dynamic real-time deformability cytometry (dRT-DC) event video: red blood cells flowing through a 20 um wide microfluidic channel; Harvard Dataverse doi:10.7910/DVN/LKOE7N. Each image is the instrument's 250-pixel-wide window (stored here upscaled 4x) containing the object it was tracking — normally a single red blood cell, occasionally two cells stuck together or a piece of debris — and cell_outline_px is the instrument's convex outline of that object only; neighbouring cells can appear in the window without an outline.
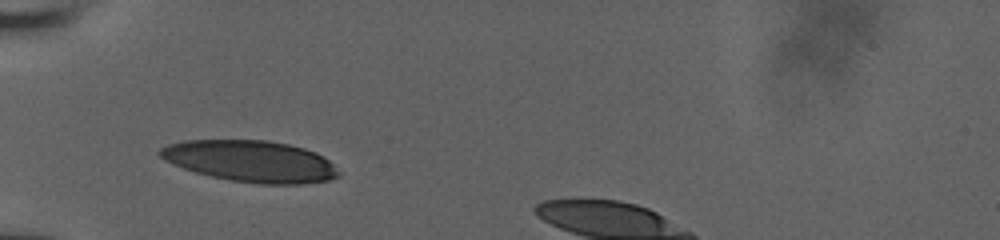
{"species": "human", "species_latin": "Homo sapiens", "temperature_condition": "room temperature", "stored_images_in_passage": 57, "camera_frame_rate_fps": 3000, "um_per_image_px": 0.085, "donor": {"sex": "male"}, "frame": {"image": 1, "passage_image": 1, "time_ms": 0.0, "image_size_px": [1000, 240], "cell_outline_px": [[340, 176], [328, 180], [300, 184], [260, 184], [232, 180], [212, 176], [196, 172], [184, 168], [164, 160], [156, 152], [160, 148], [168, 144], [184, 140], [268, 140], [288, 144], [304, 148], [316, 152], [324, 156], [340, 172]], "centroid_in_image_um": [21.31, 13.69], "position_along_channel_um": 63.7, "area_um2": 43.12}}
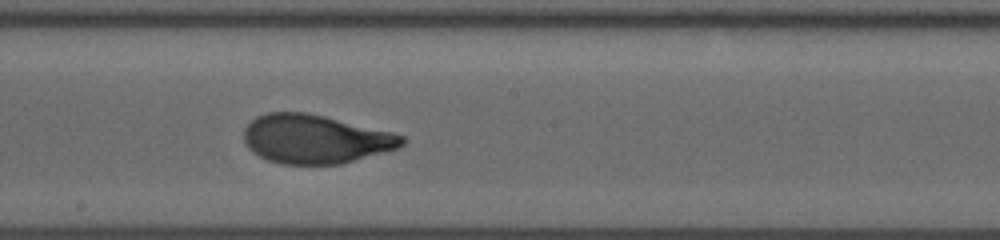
{"frame": {"image": 2, "passage_image": 31, "time_ms": 4.333, "image_size_px": [1000, 240], "cell_outline_px": [[408, 140], [400, 148], [340, 164], [280, 164], [268, 160], [252, 152], [248, 148], [244, 140], [244, 128], [256, 116], [268, 112], [308, 112], [392, 132], [404, 136]], "centroid_in_image_um": [26.81, 11.82], "position_along_channel_um": 221.4, "area_um2": 45.14}}
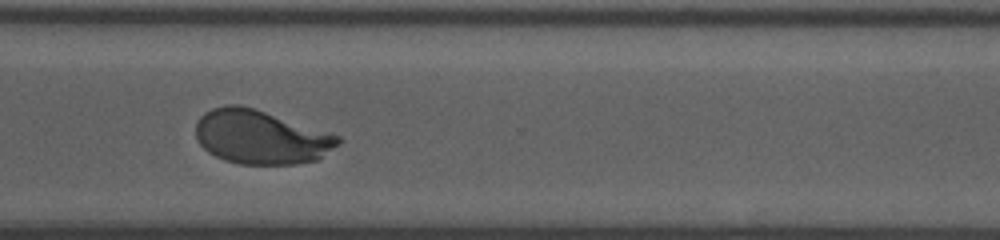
{"frame": {"image": 3, "passage_image": 56, "time_ms": 7.667, "image_size_px": [1000, 240], "cell_outline_px": [[344, 140], [320, 160], [296, 164], [240, 164], [224, 160], [208, 152], [200, 144], [196, 136], [196, 124], [200, 116], [204, 112], [212, 108], [224, 104], [240, 104], [332, 132], [340, 136]], "centroid_in_image_um": [22.21, 11.65], "position_along_channel_um": 348.4, "area_um2": 45.32}}